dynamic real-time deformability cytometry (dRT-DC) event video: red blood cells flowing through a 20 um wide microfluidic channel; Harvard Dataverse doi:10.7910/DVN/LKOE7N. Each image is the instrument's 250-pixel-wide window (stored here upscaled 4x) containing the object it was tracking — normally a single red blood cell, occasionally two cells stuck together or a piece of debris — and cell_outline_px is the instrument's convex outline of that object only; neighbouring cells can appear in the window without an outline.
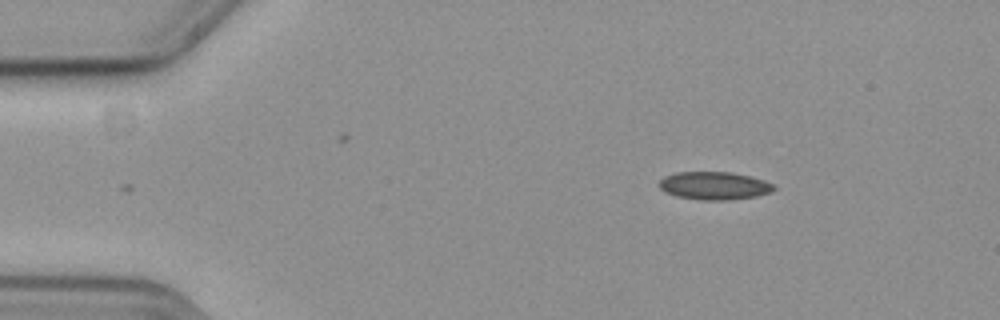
{"species": "common noctule bat (a hibernating species)", "species_latin": "Nyctalus noctula", "temperature_condition": "cold", "stored_images_in_passage": 49, "camera_frame_rate_fps": 3000, "um_per_image_px": 0.085, "animal": {"sex": "female", "body_mass_g": 19.3, "forearm_length_mm": 54.1}, "frame": {"image": 1, "passage_image": 1, "time_ms": 0.0, "image_size_px": [1000, 320], "cell_outline_px": [[776, 188], [772, 192], [756, 196], [724, 200], [704, 200], [676, 196], [660, 188], [660, 180], [664, 176], [676, 172], [732, 172], [764, 180], [772, 184]], "centroid_in_image_um": [60.72, 15.78], "position_along_channel_um": 24.3, "area_um2": 18.44}}
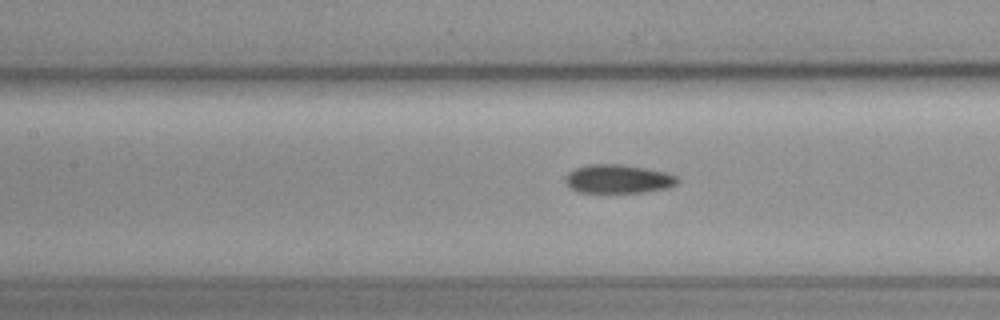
{"frame": {"image": 2, "passage_image": 18, "time_ms": 5.667, "image_size_px": [1000, 320], "cell_outline_px": [[680, 180], [676, 184], [668, 188], [644, 192], [576, 192], [564, 180], [564, 176], [568, 172], [576, 168], [588, 164], [620, 164], [648, 168], [664, 172], [676, 176]], "centroid_in_image_um": [52.54, 15.2], "position_along_channel_um": 154.9, "area_um2": 18.79}}
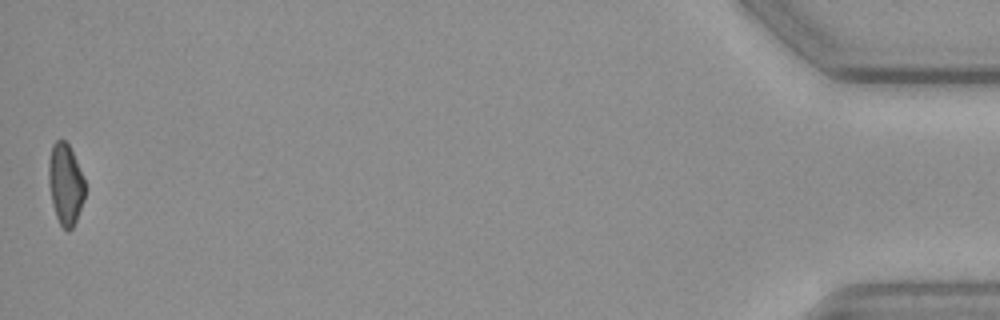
{"frame": {"image": 3, "passage_image": 49, "time_ms": 16.0, "image_size_px": [1000, 320], "cell_outline_px": [[84, 200], [76, 220], [72, 228], [68, 232], [60, 224], [56, 216], [52, 204], [48, 184], [48, 164], [52, 144], [56, 140], [64, 140], [68, 144], [76, 160], [84, 180]], "centroid_in_image_um": [5.54, 15.66], "position_along_channel_um": 429.7, "area_um2": 17.11}}